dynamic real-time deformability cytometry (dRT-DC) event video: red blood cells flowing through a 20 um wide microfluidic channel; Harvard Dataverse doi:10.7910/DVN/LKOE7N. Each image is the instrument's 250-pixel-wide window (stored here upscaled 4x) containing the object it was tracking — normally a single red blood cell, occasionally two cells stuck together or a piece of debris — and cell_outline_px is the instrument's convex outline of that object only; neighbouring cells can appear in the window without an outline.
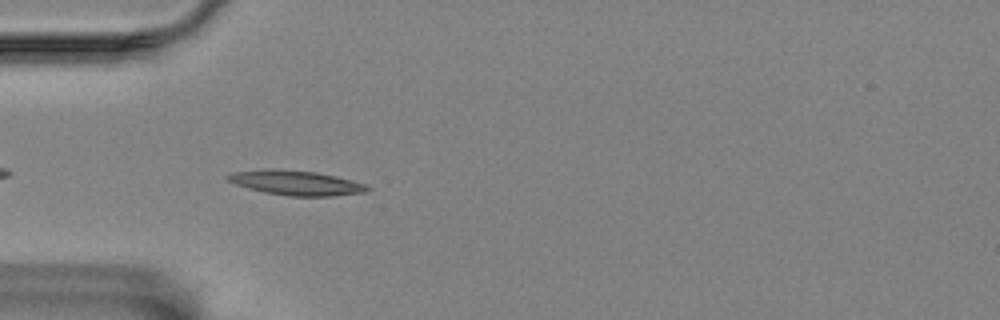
{"species": "Egyptian fruit bat (a non-hibernating species)", "species_latin": "Rousettus aegyptiacus", "temperature_condition": "room temperature", "stored_images_in_passage": 45, "camera_frame_rate_fps": 3000, "um_per_image_px": 0.085, "animal": {"sex": "female"}, "frame": {"image": 1, "passage_image": 5, "time_ms": 1.333, "image_size_px": [1000, 320], "cell_outline_px": [[372, 188], [364, 192], [332, 196], [288, 196], [264, 192], [236, 184], [228, 180], [224, 176], [232, 172], [316, 172], [336, 176], [352, 180], [364, 184]], "centroid_in_image_um": [25.28, 15.6], "position_along_channel_um": 59.7, "area_um2": 18.79}}
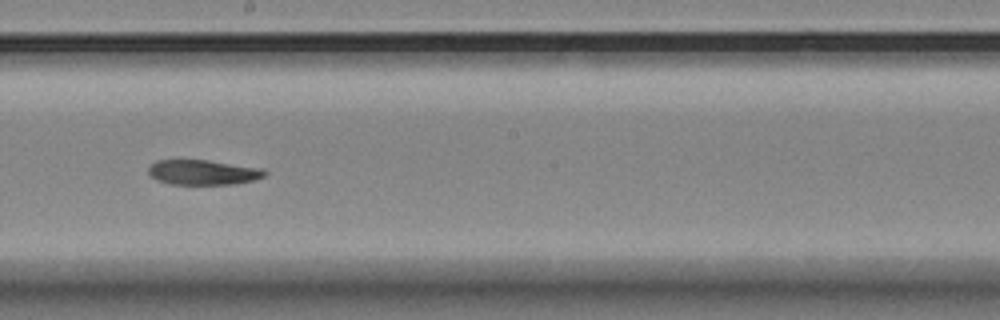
{"frame": {"image": 2, "passage_image": 20, "time_ms": 6.333, "image_size_px": [1000, 320], "cell_outline_px": [[268, 172], [264, 176], [256, 180], [236, 184], [168, 184], [156, 180], [148, 172], [148, 168], [156, 160], [208, 160], [264, 168]], "centroid_in_image_um": [17.3, 14.65], "position_along_channel_um": 230.9, "area_um2": 17.11}}
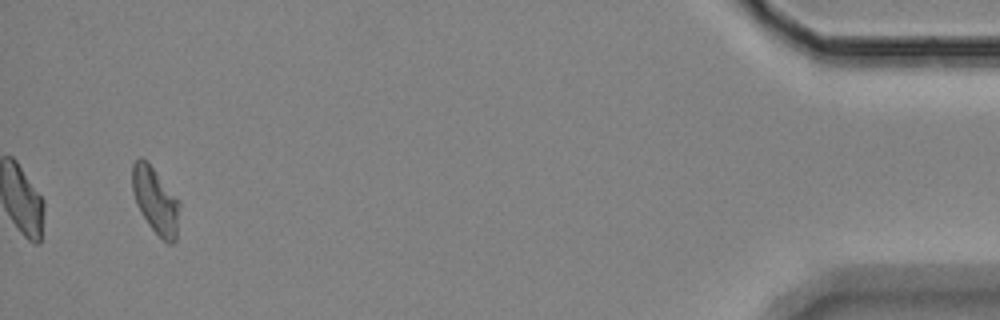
{"frame": {"image": 3, "passage_image": 43, "time_ms": 14.0, "image_size_px": [1000, 320], "cell_outline_px": [[180, 204], [176, 240], [172, 244], [168, 244], [148, 224], [136, 204], [132, 192], [132, 164], [140, 156], [148, 160], [180, 200]], "centroid_in_image_um": [13.22, 17.0], "position_along_channel_um": 422.0, "area_um2": 18.55}, "authors_computed_cell_mechanics": {"area_um2": 17.918, "velocity_mm_per_s": 3.475, "shape_relaxation_time_tau1_ms": 6.6697, "shape_relaxation_time_tau2_ms": null, "deformation_change_tau1": 0.1899, "deformation_change_tau2": null}}